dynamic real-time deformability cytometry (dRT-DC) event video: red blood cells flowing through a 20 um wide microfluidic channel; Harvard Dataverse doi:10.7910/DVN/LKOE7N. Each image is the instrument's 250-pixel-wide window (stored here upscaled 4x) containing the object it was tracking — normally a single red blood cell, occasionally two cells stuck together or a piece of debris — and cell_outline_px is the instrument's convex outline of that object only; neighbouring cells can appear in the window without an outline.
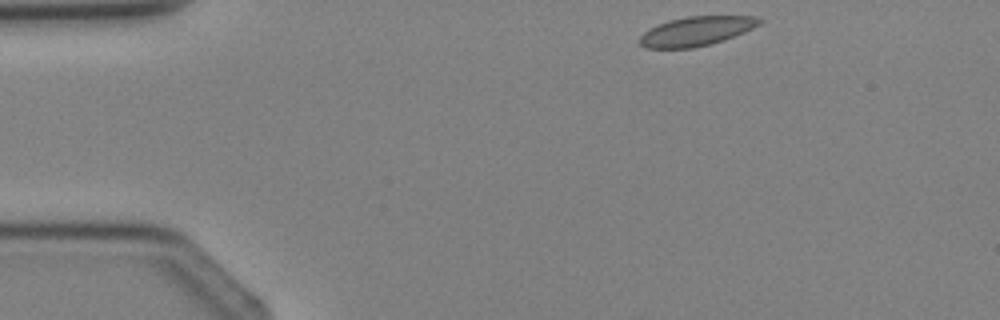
{"species": "Egyptian fruit bat (a non-hibernating species)", "species_latin": "Rousettus aegyptiacus", "temperature_condition": "cold", "stored_images_in_passage": 2, "camera_frame_rate_fps": 3000, "um_per_image_px": 0.085, "animal": {"sex": "female"}, "frame": {"image": 1, "passage_image": 1, "time_ms": 0.0, "image_size_px": [1000, 320], "cell_outline_px": [[760, 24], [744, 32], [724, 40], [692, 48], [648, 48], [640, 44], [640, 36], [644, 32], [668, 20], [688, 16], [756, 16], [760, 20]], "centroid_in_image_um": [59.19, 2.64], "position_along_channel_um": 25.8, "area_um2": 20.06}}